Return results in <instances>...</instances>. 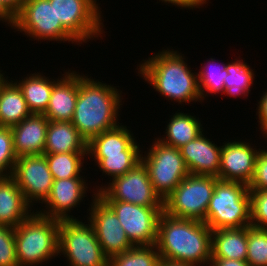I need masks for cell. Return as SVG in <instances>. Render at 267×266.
<instances>
[{
  "label": "cell",
  "mask_w": 267,
  "mask_h": 266,
  "mask_svg": "<svg viewBox=\"0 0 267 266\" xmlns=\"http://www.w3.org/2000/svg\"><path fill=\"white\" fill-rule=\"evenodd\" d=\"M11 177L30 206L46 201L54 181L44 154L18 157Z\"/></svg>",
  "instance_id": "4fadbf2b"
},
{
  "label": "cell",
  "mask_w": 267,
  "mask_h": 266,
  "mask_svg": "<svg viewBox=\"0 0 267 266\" xmlns=\"http://www.w3.org/2000/svg\"><path fill=\"white\" fill-rule=\"evenodd\" d=\"M111 180L108 186L98 187L95 190L103 201H123L145 207H163V200L154 191L147 168L142 161L124 175Z\"/></svg>",
  "instance_id": "9c48e42d"
},
{
  "label": "cell",
  "mask_w": 267,
  "mask_h": 266,
  "mask_svg": "<svg viewBox=\"0 0 267 266\" xmlns=\"http://www.w3.org/2000/svg\"><path fill=\"white\" fill-rule=\"evenodd\" d=\"M183 54L167 49L162 50L139 65L138 75L141 74L155 91L166 99L182 102H202L199 91L197 72H191ZM196 73V74H195Z\"/></svg>",
  "instance_id": "3957f363"
},
{
  "label": "cell",
  "mask_w": 267,
  "mask_h": 266,
  "mask_svg": "<svg viewBox=\"0 0 267 266\" xmlns=\"http://www.w3.org/2000/svg\"><path fill=\"white\" fill-rule=\"evenodd\" d=\"M158 266H194V265L161 259Z\"/></svg>",
  "instance_id": "b9f144b4"
},
{
  "label": "cell",
  "mask_w": 267,
  "mask_h": 266,
  "mask_svg": "<svg viewBox=\"0 0 267 266\" xmlns=\"http://www.w3.org/2000/svg\"><path fill=\"white\" fill-rule=\"evenodd\" d=\"M85 223L76 217L60 220L58 254L67 258L69 266H109L91 223Z\"/></svg>",
  "instance_id": "8992f818"
},
{
  "label": "cell",
  "mask_w": 267,
  "mask_h": 266,
  "mask_svg": "<svg viewBox=\"0 0 267 266\" xmlns=\"http://www.w3.org/2000/svg\"><path fill=\"white\" fill-rule=\"evenodd\" d=\"M198 119L189 113L176 112L166 125L165 137L157 139L163 144L179 149L204 131Z\"/></svg>",
  "instance_id": "484cf974"
},
{
  "label": "cell",
  "mask_w": 267,
  "mask_h": 266,
  "mask_svg": "<svg viewBox=\"0 0 267 266\" xmlns=\"http://www.w3.org/2000/svg\"><path fill=\"white\" fill-rule=\"evenodd\" d=\"M249 266H267V229L247 227V258Z\"/></svg>",
  "instance_id": "1f68e13d"
},
{
  "label": "cell",
  "mask_w": 267,
  "mask_h": 266,
  "mask_svg": "<svg viewBox=\"0 0 267 266\" xmlns=\"http://www.w3.org/2000/svg\"><path fill=\"white\" fill-rule=\"evenodd\" d=\"M122 91L78 74V97L72 124L88 142L92 137L118 126Z\"/></svg>",
  "instance_id": "7a4b0ae2"
},
{
  "label": "cell",
  "mask_w": 267,
  "mask_h": 266,
  "mask_svg": "<svg viewBox=\"0 0 267 266\" xmlns=\"http://www.w3.org/2000/svg\"><path fill=\"white\" fill-rule=\"evenodd\" d=\"M258 105L256 115H258V119L260 120H258L260 124L259 129H261L263 136H267V91L261 96Z\"/></svg>",
  "instance_id": "8d00e7d4"
},
{
  "label": "cell",
  "mask_w": 267,
  "mask_h": 266,
  "mask_svg": "<svg viewBox=\"0 0 267 266\" xmlns=\"http://www.w3.org/2000/svg\"><path fill=\"white\" fill-rule=\"evenodd\" d=\"M1 1L16 16L21 11L25 0H1Z\"/></svg>",
  "instance_id": "60d3db41"
},
{
  "label": "cell",
  "mask_w": 267,
  "mask_h": 266,
  "mask_svg": "<svg viewBox=\"0 0 267 266\" xmlns=\"http://www.w3.org/2000/svg\"><path fill=\"white\" fill-rule=\"evenodd\" d=\"M144 156L141 152V161L147 168L154 191L162 200L190 174L180 149L163 144L156 138Z\"/></svg>",
  "instance_id": "ba28073f"
},
{
  "label": "cell",
  "mask_w": 267,
  "mask_h": 266,
  "mask_svg": "<svg viewBox=\"0 0 267 266\" xmlns=\"http://www.w3.org/2000/svg\"><path fill=\"white\" fill-rule=\"evenodd\" d=\"M218 177L187 175L163 200V212L182 219L205 222L206 212Z\"/></svg>",
  "instance_id": "52a82bcc"
},
{
  "label": "cell",
  "mask_w": 267,
  "mask_h": 266,
  "mask_svg": "<svg viewBox=\"0 0 267 266\" xmlns=\"http://www.w3.org/2000/svg\"><path fill=\"white\" fill-rule=\"evenodd\" d=\"M2 71L0 70V82L2 81V79L4 78V73H1Z\"/></svg>",
  "instance_id": "7bdbcfd3"
},
{
  "label": "cell",
  "mask_w": 267,
  "mask_h": 266,
  "mask_svg": "<svg viewBox=\"0 0 267 266\" xmlns=\"http://www.w3.org/2000/svg\"><path fill=\"white\" fill-rule=\"evenodd\" d=\"M209 266H249L247 261L236 259L211 258Z\"/></svg>",
  "instance_id": "f35d334b"
},
{
  "label": "cell",
  "mask_w": 267,
  "mask_h": 266,
  "mask_svg": "<svg viewBox=\"0 0 267 266\" xmlns=\"http://www.w3.org/2000/svg\"><path fill=\"white\" fill-rule=\"evenodd\" d=\"M161 261L155 244L133 246L109 259V266H158Z\"/></svg>",
  "instance_id": "f546056e"
},
{
  "label": "cell",
  "mask_w": 267,
  "mask_h": 266,
  "mask_svg": "<svg viewBox=\"0 0 267 266\" xmlns=\"http://www.w3.org/2000/svg\"><path fill=\"white\" fill-rule=\"evenodd\" d=\"M5 78L0 82V126L11 128L32 113L16 81Z\"/></svg>",
  "instance_id": "603a6c76"
},
{
  "label": "cell",
  "mask_w": 267,
  "mask_h": 266,
  "mask_svg": "<svg viewBox=\"0 0 267 266\" xmlns=\"http://www.w3.org/2000/svg\"><path fill=\"white\" fill-rule=\"evenodd\" d=\"M141 151H122L114 155H90L102 173L114 179L124 175L141 161Z\"/></svg>",
  "instance_id": "f1b7e54d"
},
{
  "label": "cell",
  "mask_w": 267,
  "mask_h": 266,
  "mask_svg": "<svg viewBox=\"0 0 267 266\" xmlns=\"http://www.w3.org/2000/svg\"><path fill=\"white\" fill-rule=\"evenodd\" d=\"M57 21L81 44L101 38L104 27L97 0H49Z\"/></svg>",
  "instance_id": "8fae6325"
},
{
  "label": "cell",
  "mask_w": 267,
  "mask_h": 266,
  "mask_svg": "<svg viewBox=\"0 0 267 266\" xmlns=\"http://www.w3.org/2000/svg\"><path fill=\"white\" fill-rule=\"evenodd\" d=\"M0 20L8 22L7 24L12 28L15 27L16 16L4 5L0 0Z\"/></svg>",
  "instance_id": "ab89813d"
},
{
  "label": "cell",
  "mask_w": 267,
  "mask_h": 266,
  "mask_svg": "<svg viewBox=\"0 0 267 266\" xmlns=\"http://www.w3.org/2000/svg\"><path fill=\"white\" fill-rule=\"evenodd\" d=\"M93 193L87 221L91 223L101 249L110 259L116 254L129 250L134 245L127 238L116 214L97 195V192Z\"/></svg>",
  "instance_id": "5bb4252c"
},
{
  "label": "cell",
  "mask_w": 267,
  "mask_h": 266,
  "mask_svg": "<svg viewBox=\"0 0 267 266\" xmlns=\"http://www.w3.org/2000/svg\"><path fill=\"white\" fill-rule=\"evenodd\" d=\"M53 179L83 177L80 175L87 152L44 153Z\"/></svg>",
  "instance_id": "83f0119b"
},
{
  "label": "cell",
  "mask_w": 267,
  "mask_h": 266,
  "mask_svg": "<svg viewBox=\"0 0 267 266\" xmlns=\"http://www.w3.org/2000/svg\"><path fill=\"white\" fill-rule=\"evenodd\" d=\"M14 29L25 32L23 34L38 41H72L80 44L61 22L57 21L54 6L49 0H25L21 11L16 15Z\"/></svg>",
  "instance_id": "30bf717a"
},
{
  "label": "cell",
  "mask_w": 267,
  "mask_h": 266,
  "mask_svg": "<svg viewBox=\"0 0 267 266\" xmlns=\"http://www.w3.org/2000/svg\"><path fill=\"white\" fill-rule=\"evenodd\" d=\"M52 80V81H51ZM42 76L41 73H33L22 81H17V85L22 90L24 99L31 113L43 114L49 104L53 85L57 82L54 79Z\"/></svg>",
  "instance_id": "d4e9b609"
},
{
  "label": "cell",
  "mask_w": 267,
  "mask_h": 266,
  "mask_svg": "<svg viewBox=\"0 0 267 266\" xmlns=\"http://www.w3.org/2000/svg\"><path fill=\"white\" fill-rule=\"evenodd\" d=\"M205 223L211 230L250 226L251 211L248 185L218 180L209 202Z\"/></svg>",
  "instance_id": "5b68a950"
},
{
  "label": "cell",
  "mask_w": 267,
  "mask_h": 266,
  "mask_svg": "<svg viewBox=\"0 0 267 266\" xmlns=\"http://www.w3.org/2000/svg\"><path fill=\"white\" fill-rule=\"evenodd\" d=\"M251 226L267 229V190H249Z\"/></svg>",
  "instance_id": "e575fe53"
},
{
  "label": "cell",
  "mask_w": 267,
  "mask_h": 266,
  "mask_svg": "<svg viewBox=\"0 0 267 266\" xmlns=\"http://www.w3.org/2000/svg\"><path fill=\"white\" fill-rule=\"evenodd\" d=\"M226 71L228 75L224 79L225 91L223 94L234 98L240 95L248 96L251 91L250 88L254 84L253 69L242 60L236 59L234 62L227 63Z\"/></svg>",
  "instance_id": "4316f807"
},
{
  "label": "cell",
  "mask_w": 267,
  "mask_h": 266,
  "mask_svg": "<svg viewBox=\"0 0 267 266\" xmlns=\"http://www.w3.org/2000/svg\"><path fill=\"white\" fill-rule=\"evenodd\" d=\"M202 132L194 140L183 145L181 156L190 174L218 177L220 171L221 148L210 141Z\"/></svg>",
  "instance_id": "e0dca14e"
},
{
  "label": "cell",
  "mask_w": 267,
  "mask_h": 266,
  "mask_svg": "<svg viewBox=\"0 0 267 266\" xmlns=\"http://www.w3.org/2000/svg\"><path fill=\"white\" fill-rule=\"evenodd\" d=\"M87 152V141L68 121H49L44 153Z\"/></svg>",
  "instance_id": "7402d4cb"
},
{
  "label": "cell",
  "mask_w": 267,
  "mask_h": 266,
  "mask_svg": "<svg viewBox=\"0 0 267 266\" xmlns=\"http://www.w3.org/2000/svg\"><path fill=\"white\" fill-rule=\"evenodd\" d=\"M245 141L223 142L219 180L249 185L255 173L256 156L260 151Z\"/></svg>",
  "instance_id": "9a60e30c"
},
{
  "label": "cell",
  "mask_w": 267,
  "mask_h": 266,
  "mask_svg": "<svg viewBox=\"0 0 267 266\" xmlns=\"http://www.w3.org/2000/svg\"><path fill=\"white\" fill-rule=\"evenodd\" d=\"M210 59L209 61L207 60L206 66L201 67V70L197 73L202 101H204L205 96L208 97L209 93L218 94L220 92L224 93L225 91L224 79L228 75L226 71L227 64L222 63L220 66L214 62L215 59Z\"/></svg>",
  "instance_id": "4dcf8cb0"
},
{
  "label": "cell",
  "mask_w": 267,
  "mask_h": 266,
  "mask_svg": "<svg viewBox=\"0 0 267 266\" xmlns=\"http://www.w3.org/2000/svg\"><path fill=\"white\" fill-rule=\"evenodd\" d=\"M86 185L88 184L82 177L54 179L51 192L44 202L47 210H36V212L57 220L74 219L69 212L78 207L77 205L86 197L88 191Z\"/></svg>",
  "instance_id": "2e32d148"
},
{
  "label": "cell",
  "mask_w": 267,
  "mask_h": 266,
  "mask_svg": "<svg viewBox=\"0 0 267 266\" xmlns=\"http://www.w3.org/2000/svg\"><path fill=\"white\" fill-rule=\"evenodd\" d=\"M155 245L163 260L194 266L209 265L212 230L205 222L176 218L162 212Z\"/></svg>",
  "instance_id": "6da1fadb"
},
{
  "label": "cell",
  "mask_w": 267,
  "mask_h": 266,
  "mask_svg": "<svg viewBox=\"0 0 267 266\" xmlns=\"http://www.w3.org/2000/svg\"><path fill=\"white\" fill-rule=\"evenodd\" d=\"M48 123L44 114L32 113L11 127L17 157L44 154Z\"/></svg>",
  "instance_id": "ac0fdd59"
},
{
  "label": "cell",
  "mask_w": 267,
  "mask_h": 266,
  "mask_svg": "<svg viewBox=\"0 0 267 266\" xmlns=\"http://www.w3.org/2000/svg\"><path fill=\"white\" fill-rule=\"evenodd\" d=\"M165 3H171V5H175L177 7H183V8H188L193 10V8H199V6H203V4L208 3L207 1L209 0H159Z\"/></svg>",
  "instance_id": "74e56055"
},
{
  "label": "cell",
  "mask_w": 267,
  "mask_h": 266,
  "mask_svg": "<svg viewBox=\"0 0 267 266\" xmlns=\"http://www.w3.org/2000/svg\"><path fill=\"white\" fill-rule=\"evenodd\" d=\"M31 208L16 181L0 177V225L17 227L33 213Z\"/></svg>",
  "instance_id": "ffe728a7"
},
{
  "label": "cell",
  "mask_w": 267,
  "mask_h": 266,
  "mask_svg": "<svg viewBox=\"0 0 267 266\" xmlns=\"http://www.w3.org/2000/svg\"><path fill=\"white\" fill-rule=\"evenodd\" d=\"M121 124L92 137L87 142V156L122 154V151H141L131 130Z\"/></svg>",
  "instance_id": "44dd1931"
},
{
  "label": "cell",
  "mask_w": 267,
  "mask_h": 266,
  "mask_svg": "<svg viewBox=\"0 0 267 266\" xmlns=\"http://www.w3.org/2000/svg\"><path fill=\"white\" fill-rule=\"evenodd\" d=\"M0 266H19L16 256L15 227L0 225Z\"/></svg>",
  "instance_id": "836d02e7"
},
{
  "label": "cell",
  "mask_w": 267,
  "mask_h": 266,
  "mask_svg": "<svg viewBox=\"0 0 267 266\" xmlns=\"http://www.w3.org/2000/svg\"><path fill=\"white\" fill-rule=\"evenodd\" d=\"M60 220L33 213L15 227L16 256L19 266H37L58 254Z\"/></svg>",
  "instance_id": "277c9868"
},
{
  "label": "cell",
  "mask_w": 267,
  "mask_h": 266,
  "mask_svg": "<svg viewBox=\"0 0 267 266\" xmlns=\"http://www.w3.org/2000/svg\"><path fill=\"white\" fill-rule=\"evenodd\" d=\"M246 261L247 227L212 230V257Z\"/></svg>",
  "instance_id": "cb8c5ba5"
},
{
  "label": "cell",
  "mask_w": 267,
  "mask_h": 266,
  "mask_svg": "<svg viewBox=\"0 0 267 266\" xmlns=\"http://www.w3.org/2000/svg\"><path fill=\"white\" fill-rule=\"evenodd\" d=\"M78 72L65 71L63 77L56 79L48 107L43 113L49 121L71 122L78 97Z\"/></svg>",
  "instance_id": "d6986e66"
},
{
  "label": "cell",
  "mask_w": 267,
  "mask_h": 266,
  "mask_svg": "<svg viewBox=\"0 0 267 266\" xmlns=\"http://www.w3.org/2000/svg\"><path fill=\"white\" fill-rule=\"evenodd\" d=\"M17 158L11 128L0 126V177L12 175Z\"/></svg>",
  "instance_id": "d6a6232c"
},
{
  "label": "cell",
  "mask_w": 267,
  "mask_h": 266,
  "mask_svg": "<svg viewBox=\"0 0 267 266\" xmlns=\"http://www.w3.org/2000/svg\"><path fill=\"white\" fill-rule=\"evenodd\" d=\"M249 190H267V150L260 149L256 156L255 173Z\"/></svg>",
  "instance_id": "d590c367"
},
{
  "label": "cell",
  "mask_w": 267,
  "mask_h": 266,
  "mask_svg": "<svg viewBox=\"0 0 267 266\" xmlns=\"http://www.w3.org/2000/svg\"><path fill=\"white\" fill-rule=\"evenodd\" d=\"M116 214L134 246L157 242L158 220L163 207H145L123 201H104Z\"/></svg>",
  "instance_id": "7c38bea8"
}]
</instances>
